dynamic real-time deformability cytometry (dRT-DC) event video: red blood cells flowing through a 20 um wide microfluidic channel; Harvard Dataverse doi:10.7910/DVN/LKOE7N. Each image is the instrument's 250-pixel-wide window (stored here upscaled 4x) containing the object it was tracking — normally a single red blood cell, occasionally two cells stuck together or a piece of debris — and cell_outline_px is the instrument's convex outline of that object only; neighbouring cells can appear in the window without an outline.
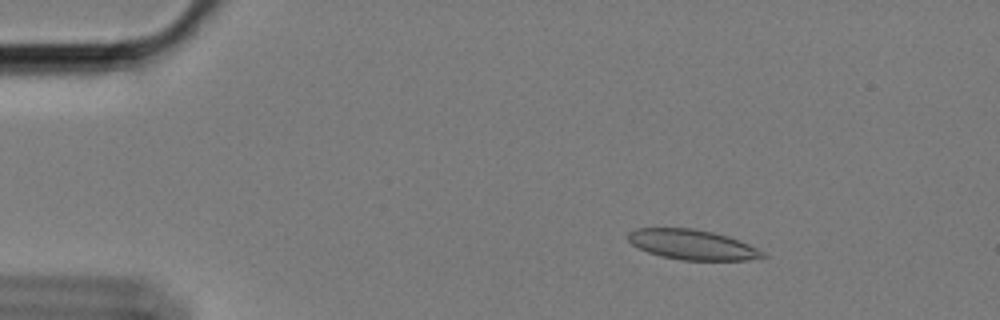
{"species": "Egyptian fruit bat (a non-hibernating species)", "species_latin": "Rousettus aegyptiacus", "temperature_condition": "cold", "stored_images_in_passage": 59, "camera_frame_rate_fps": 3000, "um_per_image_px": 0.085, "animal": {"sex": "female"}, "frame": {"image": 1, "passage_image": 9, "time_ms": 2.667, "image_size_px": [1000, 320], "cell_outline_px": [[768, 256], [748, 260], [680, 260], [660, 256], [648, 252], [632, 244], [628, 240], [628, 232], [636, 228], [692, 228], [712, 232], [728, 236], [748, 244], [764, 252]], "centroid_in_image_um": [58.83, 20.8], "position_along_channel_um": 26.2, "area_um2": 23.47}}
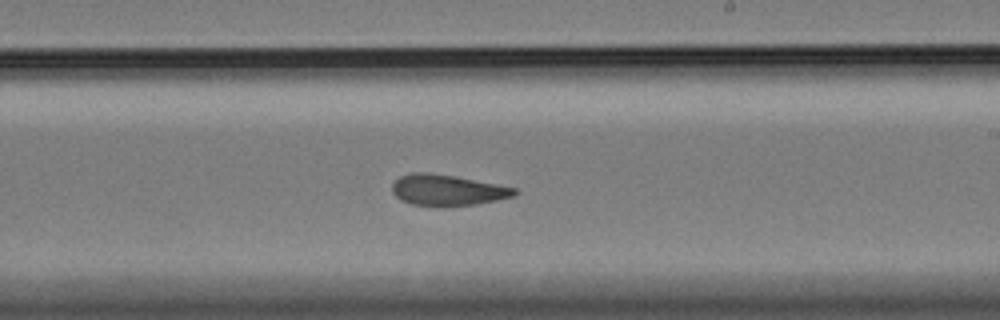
{"frame": {"image": 2, "passage_image": 35, "time_ms": 11.333, "image_size_px": [1000, 320], "cell_outline_px": [[520, 192], [516, 196], [476, 204], [412, 204], [400, 200], [392, 192], [392, 184], [400, 176], [412, 172], [428, 172], [452, 176], [516, 188]], "centroid_in_image_um": [38.02, 16.13], "position_along_channel_um": 251.0, "area_um2": 21.39}}
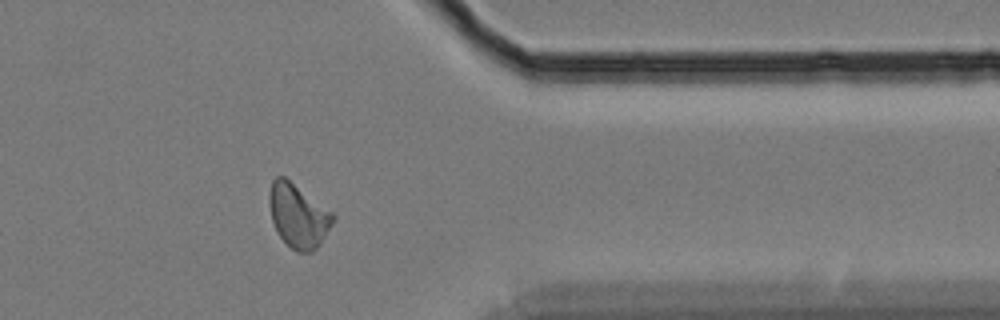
{"frame": {"image": 3, "passage_image": 48, "time_ms": 15.667, "image_size_px": [1000, 320], "cell_outline_px": [[336, 216], [332, 224], [320, 244], [312, 252], [296, 252], [280, 236], [272, 220], [268, 204], [268, 196], [272, 180], [276, 176], [284, 176], [332, 212]], "centroid_in_image_um": [25.33, 18.33], "position_along_channel_um": 386.1, "area_um2": 23.41}, "authors_computed_cell_mechanics": {"area_um2": 22.7154, "velocity_mm_per_s": 3.3845, "shape_relaxation_time_tau1_ms": null, "shape_relaxation_time_tau2_ms": 2.9712, "deformation_change_tau1": null, "deformation_change_tau2": 0.0814}}